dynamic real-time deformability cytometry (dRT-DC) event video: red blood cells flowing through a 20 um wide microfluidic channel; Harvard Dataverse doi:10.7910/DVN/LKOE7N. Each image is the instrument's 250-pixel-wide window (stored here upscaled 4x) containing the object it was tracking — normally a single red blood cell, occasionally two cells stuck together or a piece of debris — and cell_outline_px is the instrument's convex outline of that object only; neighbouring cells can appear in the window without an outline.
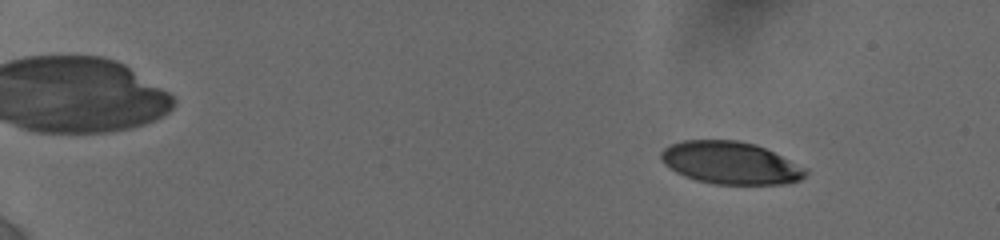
{"species": "human", "species_latin": "Homo sapiens", "temperature_condition": "cold", "stored_images_in_passage": 39, "camera_frame_rate_fps": 3000, "um_per_image_px": 0.085, "donor": {"sex": "female"}, "frame": {"image": 1, "passage_image": 19, "time_ms": 2.667, "image_size_px": [1000, 240], "cell_outline_px": [[808, 172], [800, 180], [784, 184], [716, 184], [696, 180], [684, 176], [668, 168], [660, 160], [660, 152], [668, 144], [684, 140], [740, 140], [756, 144], [808, 168]], "centroid_in_image_um": [62.07, 13.84], "position_along_channel_um": 22.9, "area_um2": 36.07}}
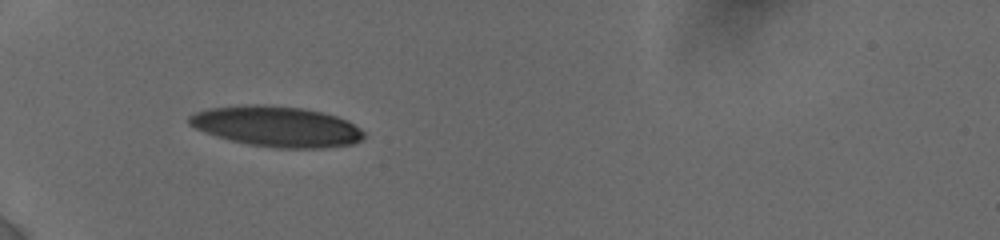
{"frame": {"image": 2, "passage_image": 38, "time_ms": 7.0, "image_size_px": [1000, 240], "cell_outline_px": [[364, 140], [352, 144], [324, 148], [276, 148], [248, 144], [216, 136], [204, 132], [188, 124], [188, 116], [196, 112], [208, 108], [244, 104], [264, 104], [304, 108], [324, 112], [348, 120], [360, 128], [364, 132]], "centroid_in_image_um": [23.53, 10.74], "position_along_channel_um": 61.5, "area_um2": 41.62}}